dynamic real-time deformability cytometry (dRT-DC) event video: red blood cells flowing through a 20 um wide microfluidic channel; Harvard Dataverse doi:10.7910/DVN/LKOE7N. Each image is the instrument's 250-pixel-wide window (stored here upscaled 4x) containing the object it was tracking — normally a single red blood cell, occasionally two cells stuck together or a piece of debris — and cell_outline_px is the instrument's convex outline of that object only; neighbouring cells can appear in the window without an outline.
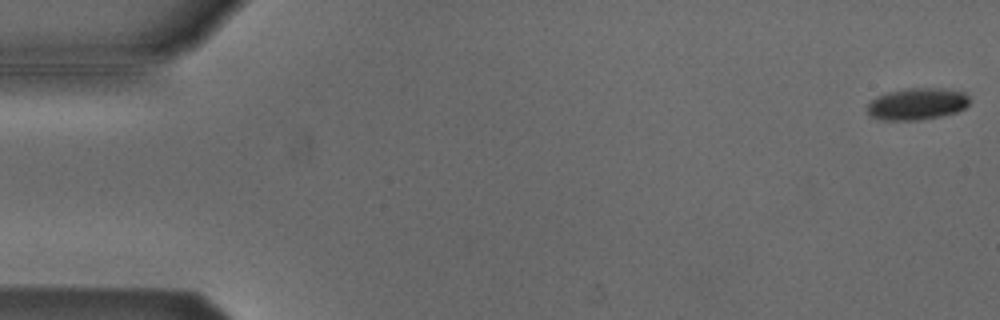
{"species": "Egyptian fruit bat (a non-hibernating species)", "species_latin": "Rousettus aegyptiacus", "temperature_condition": "cold", "stored_images_in_passage": 16, "camera_frame_rate_fps": 3000, "um_per_image_px": 0.085, "animal": {"sex": "male"}, "frame": {"image": 1, "passage_image": 1, "time_ms": 0.0, "image_size_px": [1000, 320], "cell_outline_px": [[968, 104], [964, 108], [956, 112], [940, 116], [916, 120], [884, 120], [872, 116], [868, 112], [868, 104], [876, 96], [888, 92], [908, 88], [944, 88], [964, 92], [968, 96]], "centroid_in_image_um": [77.96, 8.82], "position_along_channel_um": 7.0, "area_um2": 18.79}}
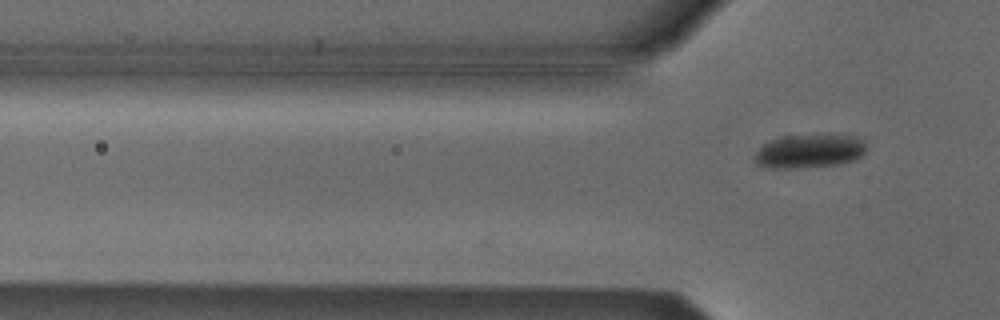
{"frame": {"image": 2, "passage_image": 16, "time_ms": 5.0, "image_size_px": [1000, 320], "cell_outline_px": [[868, 148], [856, 160], [836, 164], [800, 168], [772, 168], [756, 164], [752, 160], [752, 156], [760, 144], [784, 136], [824, 132], [828, 132], [860, 136], [864, 140]], "centroid_in_image_um": [68.81, 12.79], "position_along_channel_um": 57.0, "area_um2": 23.18}}